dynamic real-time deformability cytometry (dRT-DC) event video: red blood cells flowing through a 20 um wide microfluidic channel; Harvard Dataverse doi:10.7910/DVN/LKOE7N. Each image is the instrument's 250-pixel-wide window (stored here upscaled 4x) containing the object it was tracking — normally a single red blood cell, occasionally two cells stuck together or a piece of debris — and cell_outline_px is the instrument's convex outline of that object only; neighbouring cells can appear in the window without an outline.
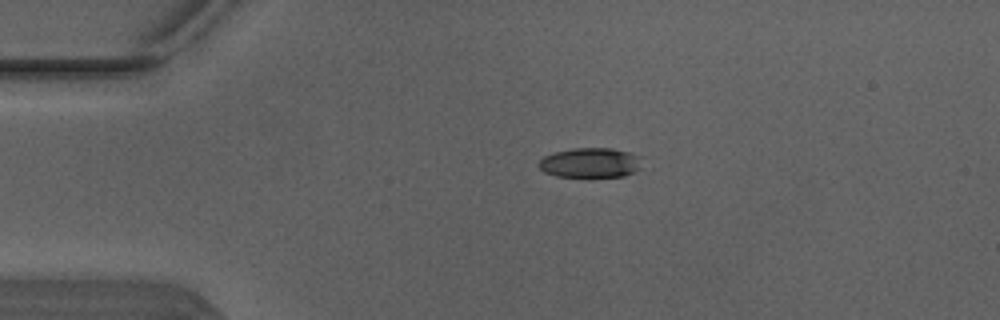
{"species": "Egyptian fruit bat (a non-hibernating species)", "species_latin": "Rousettus aegyptiacus", "temperature_condition": "warm", "stored_images_in_passage": 5, "camera_frame_rate_fps": 3000, "um_per_image_px": 0.085, "animal": {"sex": "male"}, "frame": {"image": 1, "passage_image": 5, "time_ms": 1.333, "image_size_px": [1000, 320], "cell_outline_px": [[640, 168], [624, 176], [556, 176], [544, 172], [540, 168], [540, 160], [544, 156], [556, 152], [572, 148], [612, 148], [628, 152], [640, 156]], "centroid_in_image_um": [50.18, 13.82], "position_along_channel_um": 34.8, "area_um2": 17.63}}